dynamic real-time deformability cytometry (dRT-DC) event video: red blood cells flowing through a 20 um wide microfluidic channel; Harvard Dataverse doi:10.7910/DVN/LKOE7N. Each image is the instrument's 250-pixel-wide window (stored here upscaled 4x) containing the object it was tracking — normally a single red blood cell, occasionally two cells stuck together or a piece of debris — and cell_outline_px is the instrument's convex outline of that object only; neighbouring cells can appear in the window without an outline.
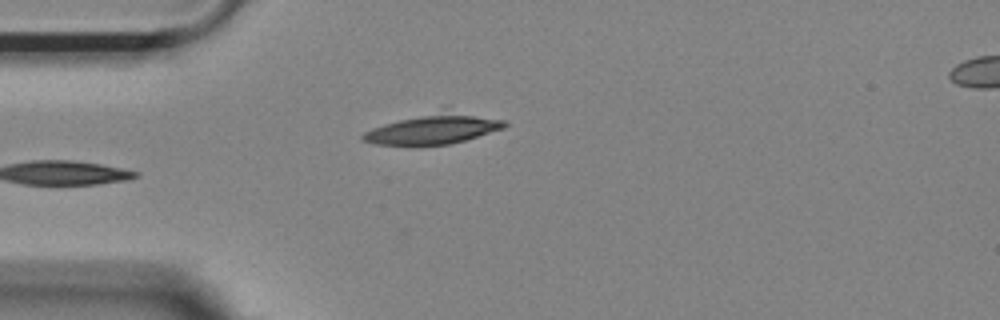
{"species": "Egyptian fruit bat (a non-hibernating species)", "species_latin": "Rousettus aegyptiacus", "temperature_condition": "room temperature", "stored_images_in_passage": 12, "camera_frame_rate_fps": 3000, "um_per_image_px": 0.085, "animal": {"sex": "female"}, "frame": {"image": 1, "passage_image": 1, "time_ms": 0.0, "image_size_px": [1000, 320], "cell_outline_px": [[508, 124], [504, 128], [452, 144], [420, 148], [412, 148], [376, 144], [360, 140], [360, 136], [364, 132], [372, 128], [384, 124], [400, 120], [420, 116], [472, 116], [504, 120]], "centroid_in_image_um": [36.65, 11.13], "position_along_channel_um": 48.3, "area_um2": 23.58}}